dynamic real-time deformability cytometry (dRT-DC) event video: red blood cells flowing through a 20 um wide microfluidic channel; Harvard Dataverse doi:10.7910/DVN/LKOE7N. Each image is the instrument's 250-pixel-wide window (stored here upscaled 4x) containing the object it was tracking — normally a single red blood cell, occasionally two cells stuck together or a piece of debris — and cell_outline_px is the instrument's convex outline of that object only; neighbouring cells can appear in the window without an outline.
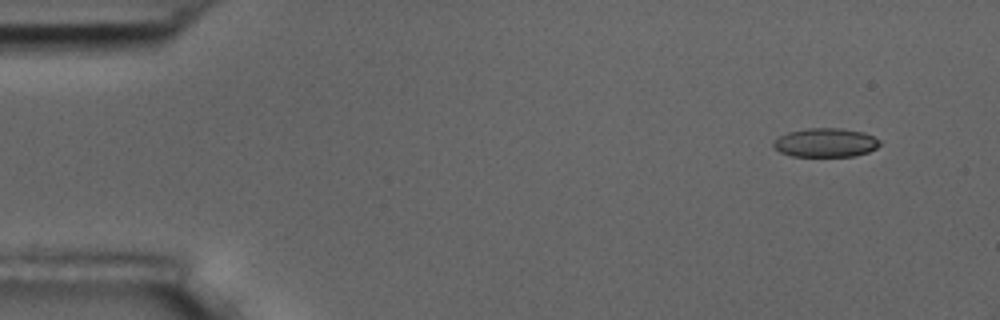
{"species": "common noctule bat (a hibernating species)", "species_latin": "Nyctalus noctula", "temperature_condition": "room temperature", "stored_images_in_passage": 5, "camera_frame_rate_fps": 3000, "um_per_image_px": 0.085, "animal": {"sex": "male", "body_mass_g": 17.5, "forearm_length_mm": 52.3}, "frame": {"image": 1, "passage_image": 2, "time_ms": 1.0, "image_size_px": [1000, 320], "cell_outline_px": [[880, 144], [876, 148], [868, 152], [856, 156], [792, 156], [780, 152], [772, 144], [780, 136], [788, 132], [808, 128], [840, 128], [864, 132], [880, 140]], "centroid_in_image_um": [70.2, 12.12], "position_along_channel_um": 14.8, "area_um2": 17.8}}
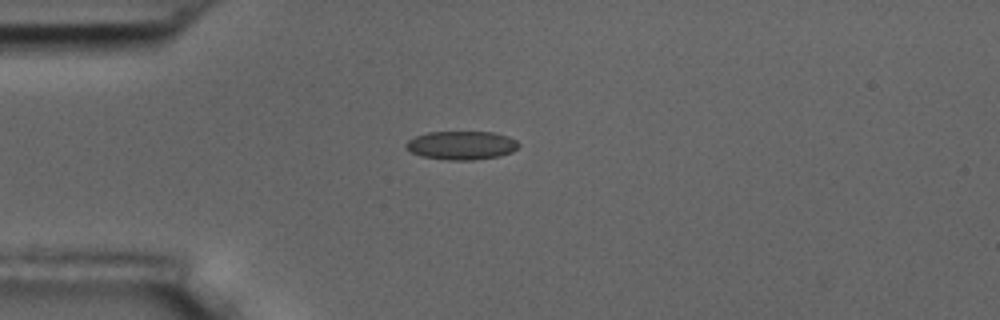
{"frame": {"image": 2, "passage_image": 5, "time_ms": 4.333, "image_size_px": [1000, 320], "cell_outline_px": [[520, 144], [512, 152], [500, 156], [472, 160], [448, 160], [420, 156], [404, 148], [404, 144], [408, 140], [416, 136], [428, 132], [492, 132], [508, 136], [516, 140]], "centroid_in_image_um": [39.21, 12.35], "position_along_channel_um": 45.8, "area_um2": 18.84}}